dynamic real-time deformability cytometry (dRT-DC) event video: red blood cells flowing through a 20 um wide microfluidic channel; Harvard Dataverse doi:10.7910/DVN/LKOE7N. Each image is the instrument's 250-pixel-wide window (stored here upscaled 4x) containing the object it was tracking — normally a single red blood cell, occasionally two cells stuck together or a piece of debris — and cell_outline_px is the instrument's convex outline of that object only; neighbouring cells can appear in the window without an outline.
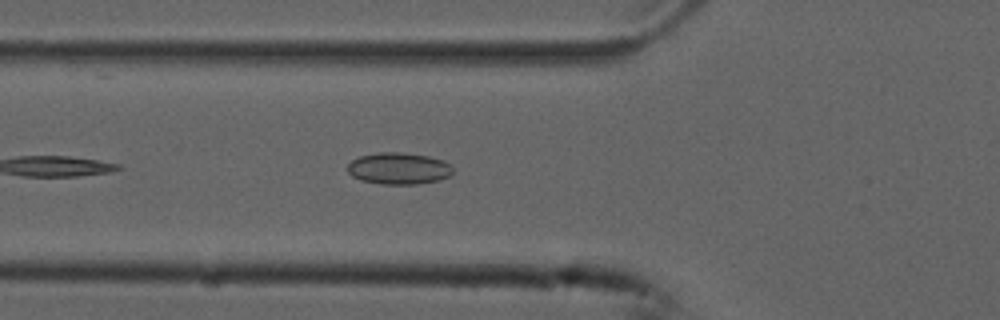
{"species": "common noctule bat (a hibernating species)", "species_latin": "Nyctalus noctula", "temperature_condition": "cold", "stored_images_in_passage": 9, "camera_frame_rate_fps": 3000, "um_per_image_px": 0.085, "animal": {"sex": "male", "forearm_length_mm": 52.5}, "frame": {"image": 1, "passage_image": 6, "time_ms": 1.667, "image_size_px": [1000, 320], "cell_outline_px": [[452, 172], [448, 176], [440, 180], [416, 184], [380, 184], [360, 180], [352, 176], [348, 172], [348, 164], [352, 160], [360, 156], [380, 152], [400, 152], [428, 156], [444, 160], [452, 164]], "centroid_in_image_um": [33.9, 14.32], "position_along_channel_um": 91.9, "area_um2": 19.54}}